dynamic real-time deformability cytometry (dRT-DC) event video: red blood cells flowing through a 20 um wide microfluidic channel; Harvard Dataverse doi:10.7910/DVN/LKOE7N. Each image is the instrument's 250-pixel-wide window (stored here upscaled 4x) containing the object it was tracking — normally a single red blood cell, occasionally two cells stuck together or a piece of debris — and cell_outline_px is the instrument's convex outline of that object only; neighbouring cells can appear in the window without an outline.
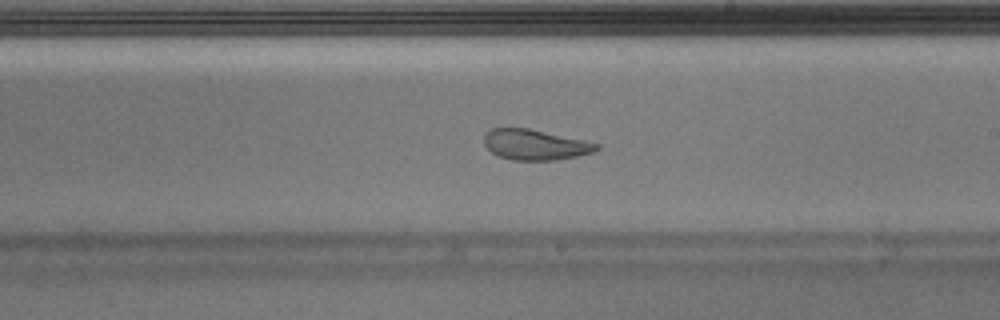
{"species": "Egyptian fruit bat (a non-hibernating species)", "species_latin": "Rousettus aegyptiacus", "temperature_condition": "warm", "stored_images_in_passage": 51, "camera_frame_rate_fps": 3000, "um_per_image_px": 0.085, "animal": {"sex": "male"}, "frame": {"image": 1, "passage_image": 30, "time_ms": 9.667, "image_size_px": [1000, 320], "cell_outline_px": [[600, 148], [592, 152], [576, 156], [556, 160], [512, 160], [500, 156], [492, 152], [484, 144], [484, 132], [492, 128], [528, 128], [584, 140], [600, 144]], "centroid_in_image_um": [45.47, 12.29], "position_along_channel_um": 243.5, "area_um2": 19.88}, "authors_computed_cell_mechanics": {"area_um2": 22.4842, "velocity_mm_per_s": 3.9733, "shape_relaxation_time_tau1_ms": null, "shape_relaxation_time_tau2_ms": 1.3605, "deformation_change_tau1": null, "deformation_change_tau2": 0.0677}}